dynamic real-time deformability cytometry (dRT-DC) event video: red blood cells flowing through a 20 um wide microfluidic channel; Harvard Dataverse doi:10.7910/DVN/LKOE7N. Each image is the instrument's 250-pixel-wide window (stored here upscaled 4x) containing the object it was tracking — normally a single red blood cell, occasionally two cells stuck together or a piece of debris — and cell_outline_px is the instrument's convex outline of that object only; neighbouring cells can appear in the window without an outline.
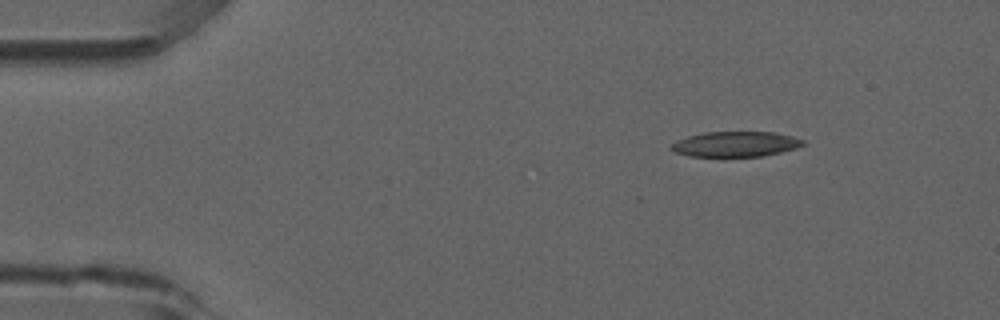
{"species": "common noctule bat (a hibernating species)", "species_latin": "Nyctalus noctula", "temperature_condition": "room temperature", "stored_images_in_passage": 3, "camera_frame_rate_fps": 3000, "um_per_image_px": 0.085, "animal": {"sex": "male", "forearm_length_mm": 52.5}, "frame": {"image": 1, "passage_image": 1, "time_ms": 0.0, "image_size_px": [1000, 320], "cell_outline_px": [[804, 144], [796, 148], [764, 156], [688, 156], [676, 152], [668, 148], [676, 140], [688, 136], [704, 132], [776, 132], [792, 136], [804, 140]], "centroid_in_image_um": [62.51, 12.24], "position_along_channel_um": 22.5, "area_um2": 19.36}}